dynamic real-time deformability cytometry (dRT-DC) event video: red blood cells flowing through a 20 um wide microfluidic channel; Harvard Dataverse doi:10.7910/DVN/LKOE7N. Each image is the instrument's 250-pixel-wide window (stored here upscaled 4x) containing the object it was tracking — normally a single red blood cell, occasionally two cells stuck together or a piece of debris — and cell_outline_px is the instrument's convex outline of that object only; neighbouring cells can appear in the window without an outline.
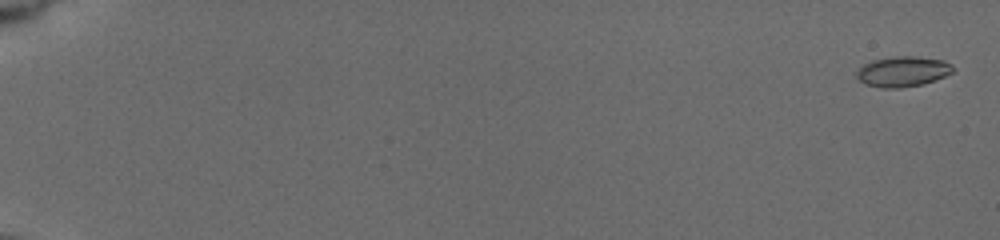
{"species": "common noctule bat (a hibernating species)", "species_latin": "Nyctalus noctula", "temperature_condition": "cold", "stored_images_in_passage": 48, "camera_frame_rate_fps": 3000, "um_per_image_px": 0.085, "animal": {"sex": "female", "body_mass_g": 19.5, "forearm_length_mm": 54.1}, "frame": {"image": 1, "passage_image": 1, "time_ms": 0.0, "image_size_px": [1000, 240], "cell_outline_px": [[952, 72], [944, 76], [920, 84], [900, 88], [884, 88], [864, 84], [856, 76], [856, 72], [864, 64], [872, 60], [896, 56], [912, 56], [944, 60], [952, 64]], "centroid_in_image_um": [76.7, 6.07], "position_along_channel_um": 8.3, "area_um2": 16.76}}
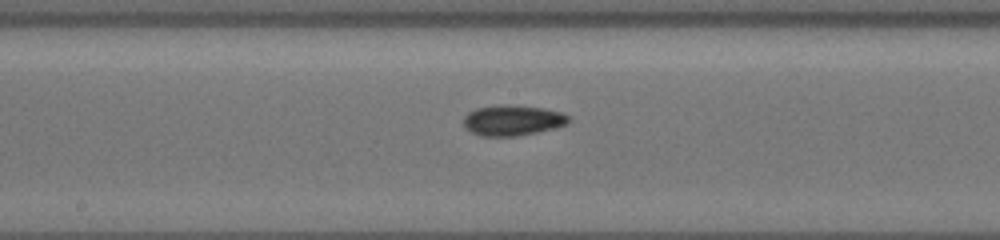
{"frame": {"image": 2, "passage_image": 28, "time_ms": 10.667, "image_size_px": [1000, 240], "cell_outline_px": [[568, 124], [556, 128], [520, 136], [480, 136], [464, 128], [464, 116], [468, 112], [476, 108], [500, 104], [540, 108], [560, 112], [568, 116]], "centroid_in_image_um": [43.54, 10.24], "position_along_channel_um": 204.7, "area_um2": 18.67}}
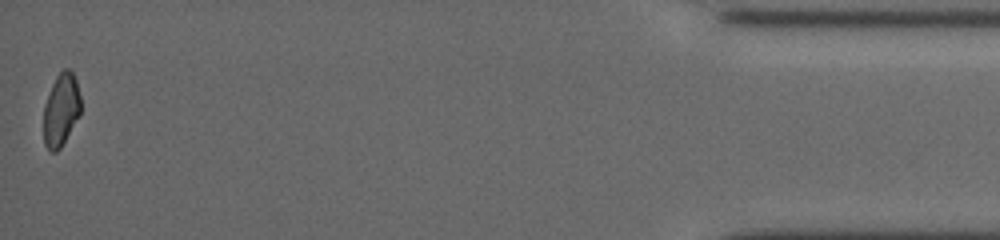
{"frame": {"image": 3, "passage_image": 48, "time_ms": 18.667, "image_size_px": [1000, 240], "cell_outline_px": [[80, 116], [60, 148], [56, 152], [48, 152], [44, 144], [44, 104], [52, 84], [56, 76], [64, 68], [68, 68], [72, 72], [76, 80], [80, 96]], "centroid_in_image_um": [5.18, 9.35], "position_along_channel_um": 430.0, "area_um2": 15.84}, "authors_computed_cell_mechanics": {"area_um2": 16.9065, "velocity_mm_per_s": 3.7635, "shape_relaxation_time_tau1_ms": 8.6263, "shape_relaxation_time_tau2_ms": 4.1831, "deformation_change_tau1": 0.1527, "deformation_change_tau2": 0.0815}}